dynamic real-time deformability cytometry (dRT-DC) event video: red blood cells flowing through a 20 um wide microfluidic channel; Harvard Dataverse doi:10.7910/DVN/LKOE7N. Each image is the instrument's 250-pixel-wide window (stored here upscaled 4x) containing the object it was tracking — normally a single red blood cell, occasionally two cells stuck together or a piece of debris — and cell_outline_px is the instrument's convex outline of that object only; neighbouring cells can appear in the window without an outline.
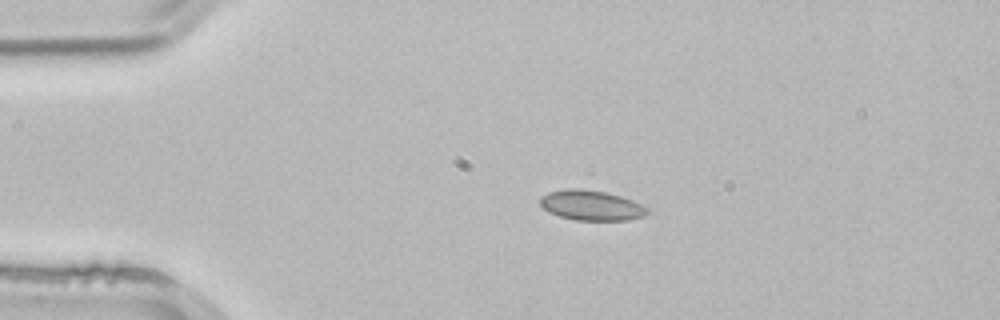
{"species": "common noctule bat (a hibernating species)", "species_latin": "Nyctalus noctula", "temperature_condition": "room temperature", "stored_images_in_passage": 2, "camera_frame_rate_fps": 3000, "um_per_image_px": 0.085, "animal": {"sex": "male", "body_mass_g": 21.5, "forearm_length_mm": 52.0}, "frame": {"image": 1, "passage_image": 1, "time_ms": 0.0, "image_size_px": [1000, 320], "cell_outline_px": [[648, 212], [644, 216], [628, 220], [576, 220], [560, 216], [548, 212], [540, 204], [540, 196], [548, 192], [568, 188], [576, 188], [604, 192], [620, 196], [632, 200], [648, 208]], "centroid_in_image_um": [50.24, 17.45], "position_along_channel_um": 34.8, "area_um2": 18.67}}
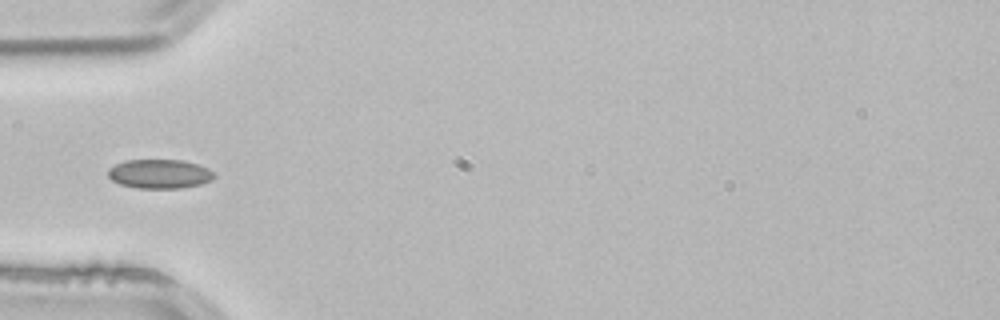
{"frame": {"image": 2, "passage_image": 2, "time_ms": 0.333, "image_size_px": [1000, 320], "cell_outline_px": [[216, 176], [212, 180], [200, 184], [180, 188], [136, 188], [120, 184], [112, 180], [108, 176], [108, 168], [124, 160], [184, 160], [208, 168], [216, 172]], "centroid_in_image_um": [13.58, 14.78], "position_along_channel_um": 71.4, "area_um2": 18.15}}